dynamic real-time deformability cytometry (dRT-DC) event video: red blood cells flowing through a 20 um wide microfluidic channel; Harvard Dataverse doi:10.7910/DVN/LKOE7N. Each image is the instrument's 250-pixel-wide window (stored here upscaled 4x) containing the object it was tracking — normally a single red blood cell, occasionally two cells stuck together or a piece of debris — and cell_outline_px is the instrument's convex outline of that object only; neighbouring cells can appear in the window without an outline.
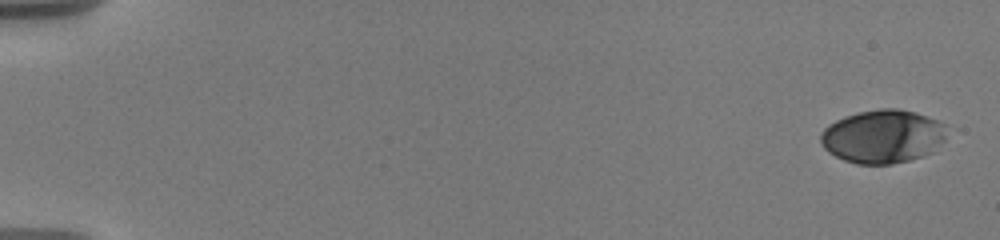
{"species": "human", "species_latin": "Homo sapiens", "temperature_condition": "warm", "stored_images_in_passage": 12, "camera_frame_rate_fps": 3000, "um_per_image_px": 0.085, "donor": {"sex": "male"}, "frame": {"image": 1, "passage_image": 1, "time_ms": 0.0, "image_size_px": [1000, 240], "cell_outline_px": [[944, 140], [932, 152], [924, 156], [892, 164], [856, 164], [844, 160], [828, 152], [824, 148], [820, 140], [820, 132], [828, 124], [844, 116], [860, 112], [880, 108], [896, 108], [916, 112], [936, 120], [944, 124]], "centroid_in_image_um": [75.0, 11.6], "position_along_channel_um": 10.0, "area_um2": 39.25}}
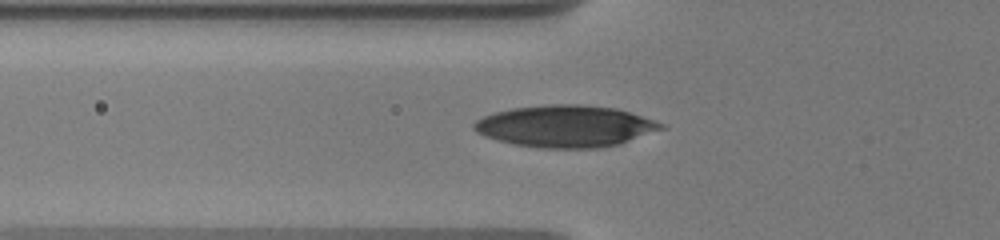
{"frame": {"image": 2, "passage_image": 9, "time_ms": 6.667, "image_size_px": [1000, 240], "cell_outline_px": [[668, 128], [620, 144], [604, 148], [536, 148], [512, 144], [496, 140], [484, 136], [476, 132], [472, 128], [472, 124], [476, 120], [492, 112], [512, 108], [552, 104], [580, 104], [616, 108], [656, 120], [664, 124]], "centroid_in_image_um": [48.08, 10.74], "position_along_channel_um": 77.7, "area_um2": 46.24}}
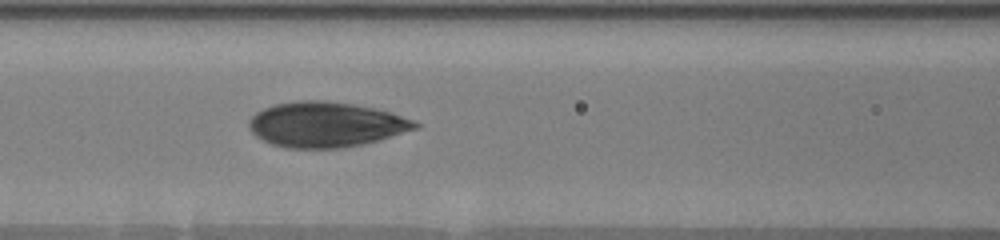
{"frame": {"image": 3, "passage_image": 12, "time_ms": 8.333, "image_size_px": [1000, 240], "cell_outline_px": [[420, 128], [376, 140], [344, 148], [288, 148], [272, 144], [256, 136], [248, 128], [248, 120], [256, 112], [272, 104], [296, 100], [324, 100], [352, 104], [376, 108], [392, 112], [416, 120], [420, 124]], "centroid_in_image_um": [27.7, 10.57], "position_along_channel_um": 138.9, "area_um2": 43.99}}